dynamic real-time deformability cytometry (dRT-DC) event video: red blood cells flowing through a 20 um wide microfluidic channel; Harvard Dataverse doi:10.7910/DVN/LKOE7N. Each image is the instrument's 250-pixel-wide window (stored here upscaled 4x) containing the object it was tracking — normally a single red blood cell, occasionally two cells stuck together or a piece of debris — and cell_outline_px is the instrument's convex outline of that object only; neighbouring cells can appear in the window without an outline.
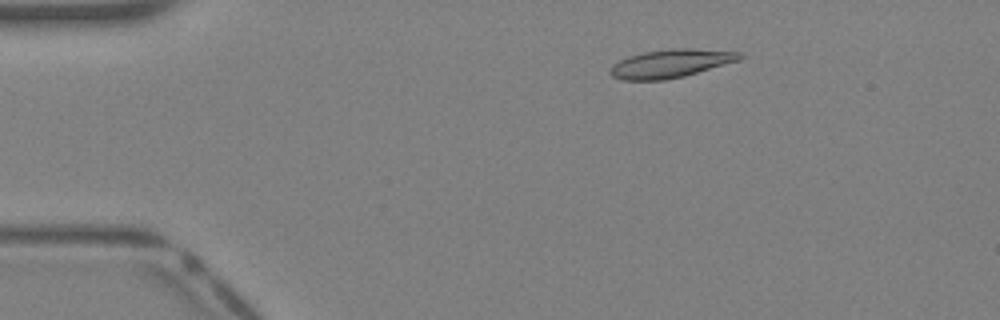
{"species": "Egyptian fruit bat (a non-hibernating species)", "species_latin": "Rousettus aegyptiacus", "temperature_condition": "warm", "stored_images_in_passage": 40, "camera_frame_rate_fps": 3000, "um_per_image_px": 0.085, "animal": {"sex": "female"}, "frame": {"image": 1, "passage_image": 6, "time_ms": 1.667, "image_size_px": [1000, 320], "cell_outline_px": [[744, 56], [740, 60], [684, 76], [664, 80], [620, 80], [612, 76], [608, 72], [612, 64], [628, 56], [644, 52], [668, 48], [692, 48], [744, 52]], "centroid_in_image_um": [57.02, 5.39], "position_along_channel_um": 28.0, "area_um2": 21.62}}
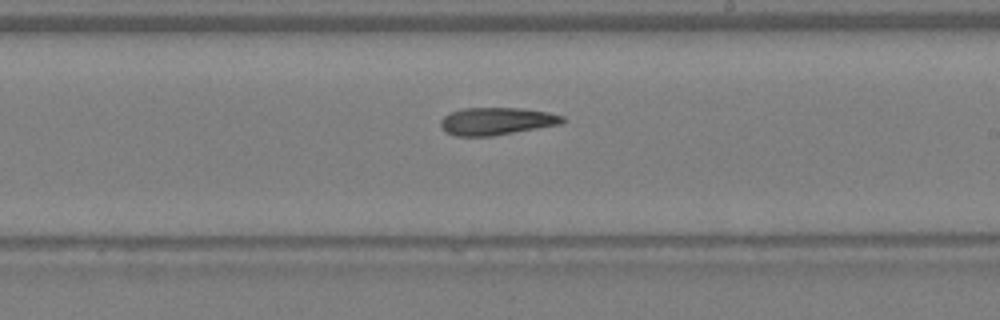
{"frame": {"image": 2, "passage_image": 23, "time_ms": 7.333, "image_size_px": [1000, 320], "cell_outline_px": [[568, 120], [564, 124], [492, 136], [456, 136], [448, 132], [440, 124], [440, 120], [444, 116], [452, 112], [464, 108], [520, 108], [548, 112], [564, 116]], "centroid_in_image_um": [42.29, 10.3], "position_along_channel_um": 246.7, "area_um2": 19.59}}
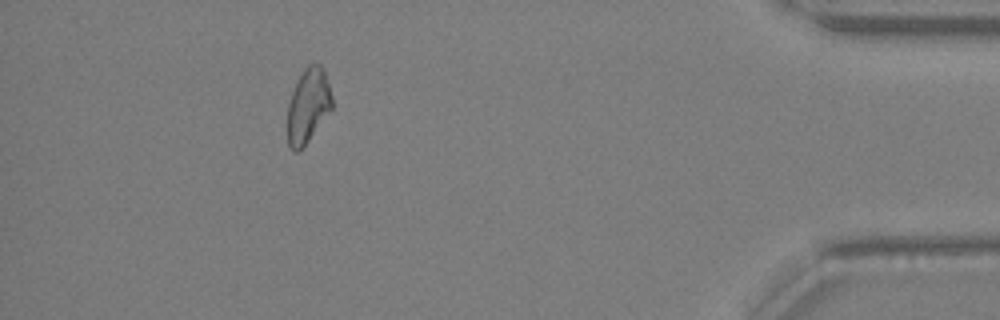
{"frame": {"image": 3, "passage_image": 36, "time_ms": 11.667, "image_size_px": [1000, 320], "cell_outline_px": [[332, 108], [300, 152], [292, 152], [288, 148], [288, 104], [292, 92], [304, 68], [308, 64], [320, 64], [324, 72], [332, 96]], "centroid_in_image_um": [26.17, 9.04], "position_along_channel_um": 409.0, "area_um2": 19.13}}